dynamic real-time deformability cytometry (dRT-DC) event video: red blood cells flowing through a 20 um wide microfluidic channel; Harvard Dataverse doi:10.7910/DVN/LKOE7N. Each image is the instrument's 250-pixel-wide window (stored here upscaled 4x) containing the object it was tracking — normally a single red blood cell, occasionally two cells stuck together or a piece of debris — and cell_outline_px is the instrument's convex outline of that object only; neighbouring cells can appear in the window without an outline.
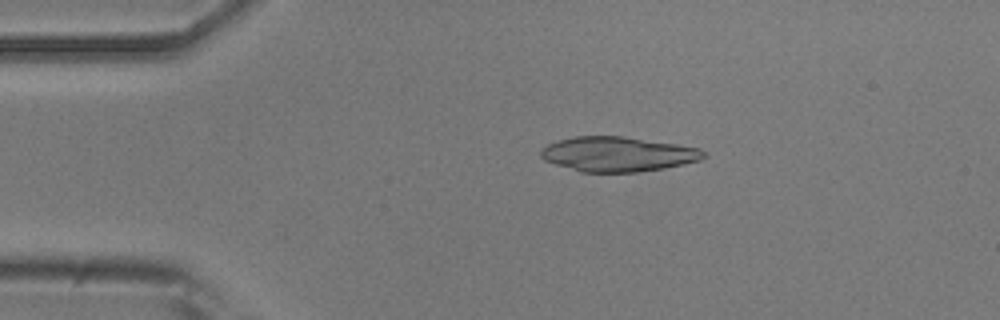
{"species": "common noctule bat (a hibernating species)", "species_latin": "Nyctalus noctula", "temperature_condition": "room temperature", "stored_images_in_passage": 10, "camera_frame_rate_fps": 3000, "um_per_image_px": 0.085, "animal": {"sex": "male", "body_mass_g": 20.5, "forearm_length_mm": 52.5}, "frame": {"image": 1, "passage_image": 4, "time_ms": 1.0, "image_size_px": [1000, 320], "cell_outline_px": [[704, 156], [700, 160], [684, 164], [664, 168], [636, 172], [580, 172], [544, 160], [540, 156], [540, 152], [548, 144], [560, 140], [576, 136], [624, 136], [676, 144], [700, 148], [704, 152]], "centroid_in_image_um": [52.51, 13.1], "position_along_channel_um": 32.5, "area_um2": 32.77}}